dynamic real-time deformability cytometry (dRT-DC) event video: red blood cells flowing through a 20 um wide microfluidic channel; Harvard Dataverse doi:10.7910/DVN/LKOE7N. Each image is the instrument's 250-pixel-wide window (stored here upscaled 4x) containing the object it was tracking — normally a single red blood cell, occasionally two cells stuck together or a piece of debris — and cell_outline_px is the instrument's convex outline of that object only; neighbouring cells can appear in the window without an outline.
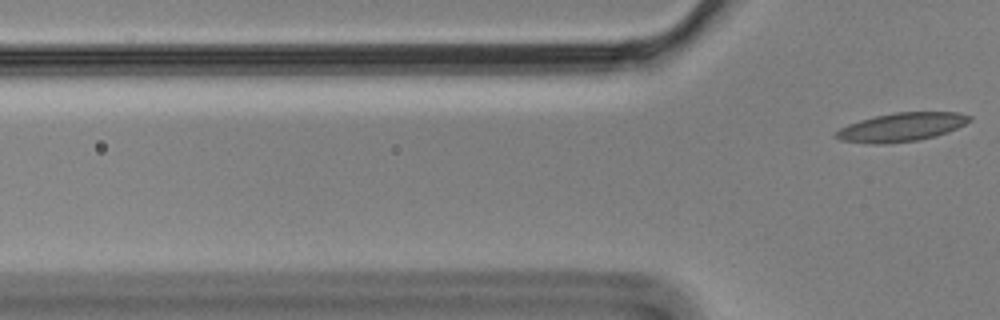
{"species": "Egyptian fruit bat (a non-hibernating species)", "species_latin": "Rousettus aegyptiacus", "temperature_condition": "cold", "stored_images_in_passage": 3, "camera_frame_rate_fps": 3000, "um_per_image_px": 0.085, "animal": {"sex": "male"}, "frame": {"image": 1, "passage_image": 3, "time_ms": 0.667, "image_size_px": [1000, 320], "cell_outline_px": [[972, 120], [948, 132], [936, 136], [916, 140], [880, 144], [876, 144], [840, 140], [836, 136], [836, 132], [840, 128], [848, 124], [860, 120], [876, 116], [896, 112], [960, 112], [972, 116]], "centroid_in_image_um": [76.66, 10.79], "position_along_channel_um": 49.1, "area_um2": 22.02}}